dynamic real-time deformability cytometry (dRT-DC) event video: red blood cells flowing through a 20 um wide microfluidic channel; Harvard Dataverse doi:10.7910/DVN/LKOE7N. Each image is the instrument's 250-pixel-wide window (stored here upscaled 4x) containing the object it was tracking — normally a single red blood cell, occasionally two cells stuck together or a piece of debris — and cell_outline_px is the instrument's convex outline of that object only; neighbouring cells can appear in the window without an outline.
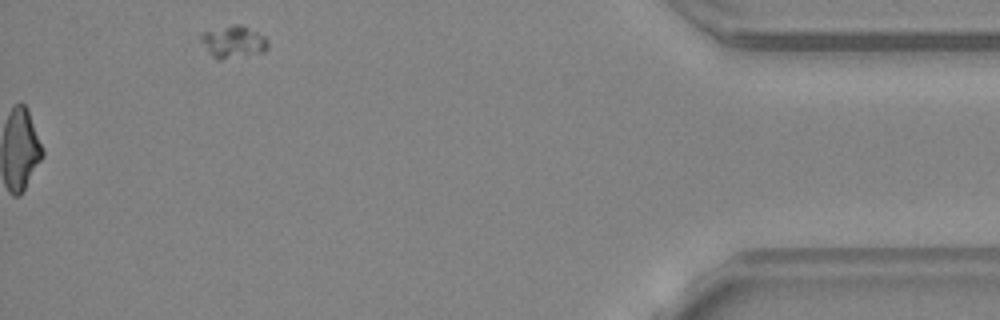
{"species": "common noctule bat (a hibernating species)", "species_latin": "Nyctalus noctula", "temperature_condition": "warm", "stored_images_in_passage": 44, "camera_frame_rate_fps": 3000, "um_per_image_px": 0.085, "animal": {"sex": "female", "body_mass_g": 24.6, "forearm_length_mm": 56.2}, "frame": {"image": 1, "passage_image": 44, "time_ms": 14.333, "image_size_px": [1000, 320], "cell_outline_px": [[268, 48], [264, 52], [220, 60], [216, 60], [208, 52], [200, 40], [200, 36], [204, 32], [232, 24], [244, 24], [264, 36], [268, 40]], "centroid_in_image_um": [19.85, 3.55], "position_along_channel_um": 415.3, "area_um2": 12.72}, "authors_computed_cell_mechanics": {"area_um2": 20.6635, "velocity_mm_per_s": 4.5709, "shape_relaxation_time_tau1_ms": 10.8763, "shape_relaxation_time_tau2_ms": 5.3752, "deformation_change_tau1": 0.2553, "deformation_change_tau2": 0.1451}}